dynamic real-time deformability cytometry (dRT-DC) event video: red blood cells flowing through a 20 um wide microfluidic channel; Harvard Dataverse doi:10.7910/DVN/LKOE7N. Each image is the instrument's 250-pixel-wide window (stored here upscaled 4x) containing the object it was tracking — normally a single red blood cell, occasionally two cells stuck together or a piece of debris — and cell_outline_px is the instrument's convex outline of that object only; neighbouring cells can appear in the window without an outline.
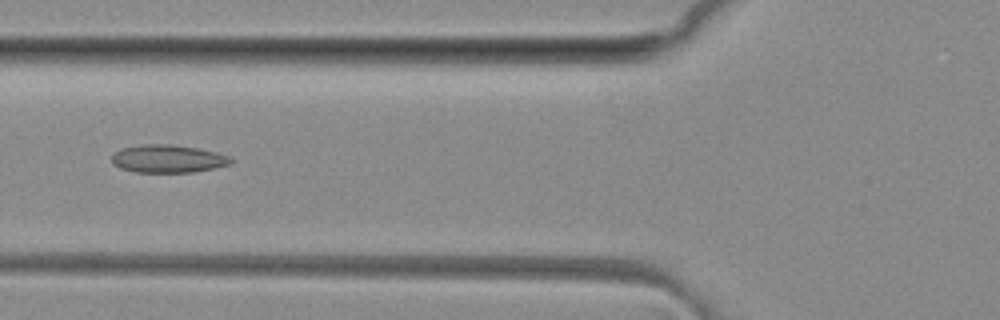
{"species": "common noctule bat (a hibernating species)", "species_latin": "Nyctalus noctula", "temperature_condition": "room temperature", "stored_images_in_passage": 44, "camera_frame_rate_fps": 3000, "um_per_image_px": 0.085, "animal": {"sex": "female", "body_mass_g": 29.2, "forearm_length_mm": 56.3}, "frame": {"image": 1, "passage_image": 13, "time_ms": 4.0, "image_size_px": [1000, 320], "cell_outline_px": [[232, 164], [192, 172], [136, 172], [120, 168], [112, 164], [112, 156], [120, 148], [140, 144], [172, 144], [196, 148], [216, 152], [228, 156], [232, 160]], "centroid_in_image_um": [14.23, 13.49], "position_along_channel_um": 111.6, "area_um2": 19.31}}
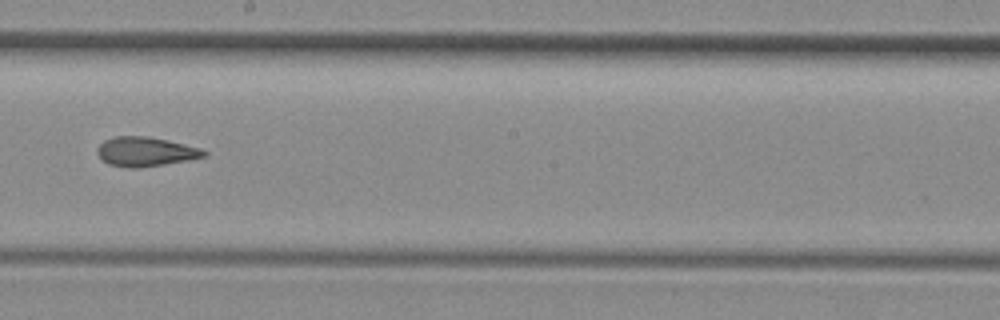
{"frame": {"image": 2, "passage_image": 22, "time_ms": 7.0, "image_size_px": [1000, 320], "cell_outline_px": [[208, 156], [188, 160], [140, 168], [128, 168], [108, 164], [100, 160], [96, 152], [96, 148], [104, 140], [112, 136], [148, 136], [168, 140], [200, 148], [208, 152]], "centroid_in_image_um": [12.33, 12.89], "position_along_channel_um": 235.9, "area_um2": 18.55}}
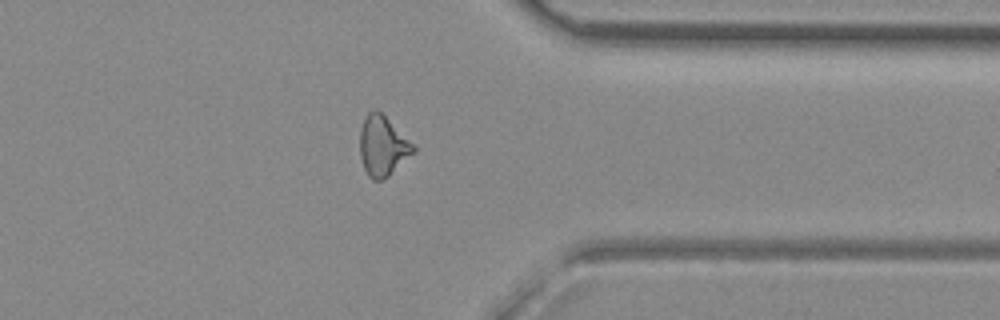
{"frame": {"image": 3, "passage_image": 33, "time_ms": 10.667, "image_size_px": [1000, 320], "cell_outline_px": [[416, 152], [388, 176], [380, 180], [372, 180], [368, 176], [364, 168], [360, 156], [360, 128], [364, 116], [372, 108], [380, 112], [416, 148]], "centroid_in_image_um": [32.5, 12.42], "position_along_channel_um": 378.9, "area_um2": 18.5}, "authors_computed_cell_mechanics": {"area_um2": 18.4382, "velocity_mm_per_s": 4.146, "shape_relaxation_time_tau1_ms": null, "shape_relaxation_time_tau2_ms": 2.1, "deformation_change_tau1": null, "deformation_change_tau2": 0.0992}}